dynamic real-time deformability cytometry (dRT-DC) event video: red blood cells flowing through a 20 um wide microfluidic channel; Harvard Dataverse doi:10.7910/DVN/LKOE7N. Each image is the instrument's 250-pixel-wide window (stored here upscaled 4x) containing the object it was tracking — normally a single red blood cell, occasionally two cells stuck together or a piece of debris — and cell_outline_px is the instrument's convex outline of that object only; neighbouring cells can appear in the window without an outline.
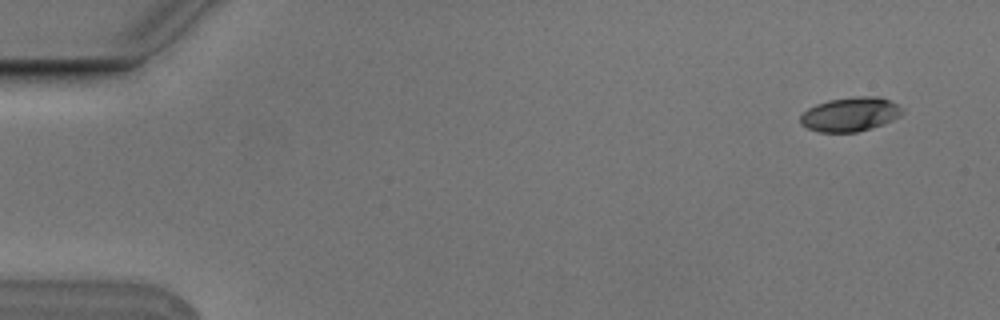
{"species": "Egyptian fruit bat (a non-hibernating species)", "species_latin": "Rousettus aegyptiacus", "temperature_condition": "cold", "stored_images_in_passage": 4, "camera_frame_rate_fps": 3000, "um_per_image_px": 0.085, "animal": {"sex": "male"}, "frame": {"image": 1, "passage_image": 1, "time_ms": 0.0, "image_size_px": [1000, 320], "cell_outline_px": [[904, 112], [900, 116], [892, 120], [856, 132], [820, 132], [808, 128], [800, 124], [800, 116], [808, 108], [816, 104], [828, 100], [856, 96], [880, 96], [904, 108]], "centroid_in_image_um": [72.26, 9.7], "position_along_channel_um": 12.7, "area_um2": 20.17}}